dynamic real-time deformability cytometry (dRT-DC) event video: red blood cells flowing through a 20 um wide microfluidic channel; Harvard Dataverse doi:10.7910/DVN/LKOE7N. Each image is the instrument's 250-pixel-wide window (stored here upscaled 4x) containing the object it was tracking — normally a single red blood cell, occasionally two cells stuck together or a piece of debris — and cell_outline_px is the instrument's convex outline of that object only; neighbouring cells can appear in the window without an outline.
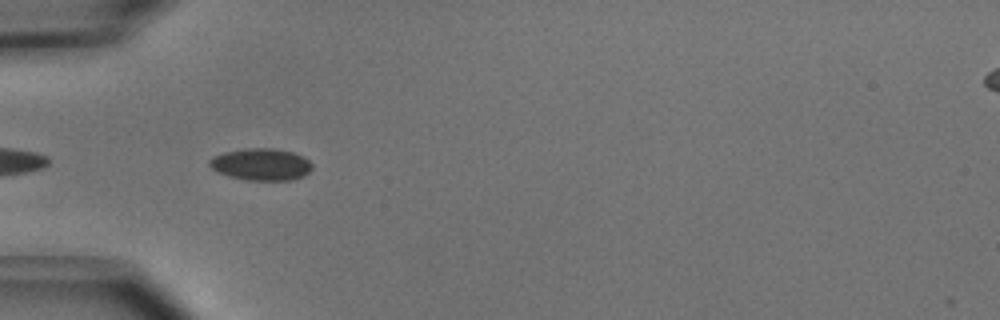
{"species": "common noctule bat (a hibernating species)", "species_latin": "Nyctalus noctula", "temperature_condition": "cold", "stored_images_in_passage": 9, "camera_frame_rate_fps": 3000, "um_per_image_px": 0.085, "animal": {"sex": "male", "body_mass_g": 15.6}, "frame": {"image": 1, "passage_image": 2, "time_ms": 0.333, "image_size_px": [1000, 320], "cell_outline_px": [[312, 168], [304, 176], [292, 180], [244, 180], [228, 176], [216, 172], [208, 164], [208, 160], [212, 156], [224, 152], [244, 148], [272, 148], [292, 152], [308, 160], [312, 164]], "centroid_in_image_um": [22.14, 13.98], "position_along_channel_um": 62.9, "area_um2": 19.25}}